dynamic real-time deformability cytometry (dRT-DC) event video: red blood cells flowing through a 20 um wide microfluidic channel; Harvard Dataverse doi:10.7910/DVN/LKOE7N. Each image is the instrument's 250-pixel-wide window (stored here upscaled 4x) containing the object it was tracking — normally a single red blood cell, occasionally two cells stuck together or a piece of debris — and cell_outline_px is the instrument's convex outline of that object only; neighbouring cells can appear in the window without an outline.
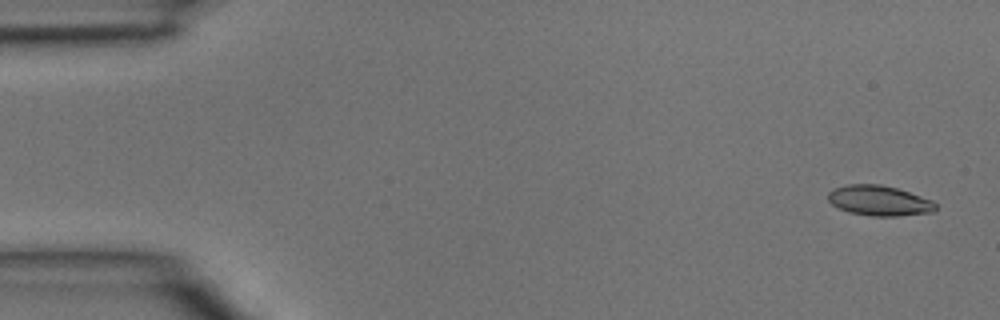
{"species": "common noctule bat (a hibernating species)", "species_latin": "Nyctalus noctula", "temperature_condition": "room temperature", "stored_images_in_passage": 5, "camera_frame_rate_fps": 3000, "um_per_image_px": 0.085, "animal": {"sex": "male", "body_mass_g": 15.6}, "frame": {"image": 1, "passage_image": 1, "time_ms": 0.0, "image_size_px": [1000, 320], "cell_outline_px": [[936, 208], [932, 212], [900, 216], [872, 216], [848, 212], [832, 204], [828, 200], [828, 192], [832, 188], [848, 184], [880, 184], [896, 188], [932, 200], [936, 204]], "centroid_in_image_um": [74.7, 17.05], "position_along_channel_um": 10.3, "area_um2": 18.9}}